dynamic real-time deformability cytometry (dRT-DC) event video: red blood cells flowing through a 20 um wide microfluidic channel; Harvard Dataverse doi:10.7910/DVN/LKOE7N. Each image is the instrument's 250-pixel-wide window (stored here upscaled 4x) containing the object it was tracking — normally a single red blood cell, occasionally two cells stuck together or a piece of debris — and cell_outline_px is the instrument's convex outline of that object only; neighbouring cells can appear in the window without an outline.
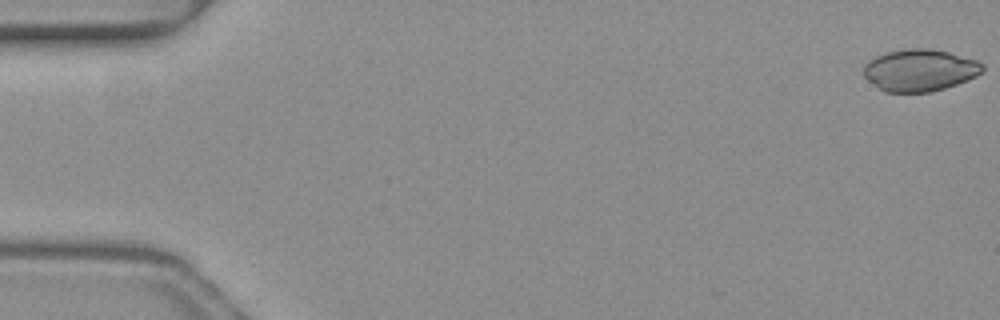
{"species": "common noctule bat (a hibernating species)", "species_latin": "Nyctalus noctula", "temperature_condition": "warm", "stored_images_in_passage": 10, "camera_frame_rate_fps": 3000, "um_per_image_px": 0.085, "animal": {"sex": "female", "body_mass_g": 19.3, "forearm_length_mm": 54.1}, "frame": {"image": 1, "passage_image": 1, "time_ms": 0.0, "image_size_px": [1000, 320], "cell_outline_px": [[984, 68], [976, 76], [956, 84], [944, 88], [928, 92], [884, 92], [868, 80], [864, 76], [864, 64], [876, 56], [888, 52], [908, 48], [928, 48], [948, 52], [976, 60], [984, 64]], "centroid_in_image_um": [78.17, 5.96], "position_along_channel_um": 6.8, "area_um2": 28.84}}